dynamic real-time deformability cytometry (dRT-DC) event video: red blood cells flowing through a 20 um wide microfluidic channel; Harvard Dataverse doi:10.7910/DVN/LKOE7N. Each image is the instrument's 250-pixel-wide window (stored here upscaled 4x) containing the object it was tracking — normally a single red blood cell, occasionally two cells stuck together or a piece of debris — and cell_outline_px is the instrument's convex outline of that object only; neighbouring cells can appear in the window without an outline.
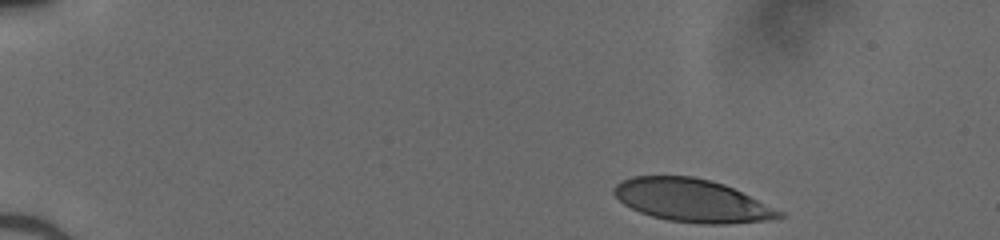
{"species": "human", "species_latin": "Homo sapiens", "temperature_condition": "cold", "stored_images_in_passage": 40, "camera_frame_rate_fps": 3000, "um_per_image_px": 0.085, "donor": {"sex": "male"}, "frame": {"image": 1, "passage_image": 1, "time_ms": 0.0, "image_size_px": [1000, 240], "cell_outline_px": [[788, 216], [768, 220], [728, 224], [700, 224], [668, 220], [652, 216], [640, 212], [624, 204], [612, 192], [612, 188], [620, 180], [632, 176], [692, 176], [712, 180], [724, 184], [784, 212]], "centroid_in_image_um": [58.82, 17.04], "position_along_channel_um": 26.2, "area_um2": 41.38}}
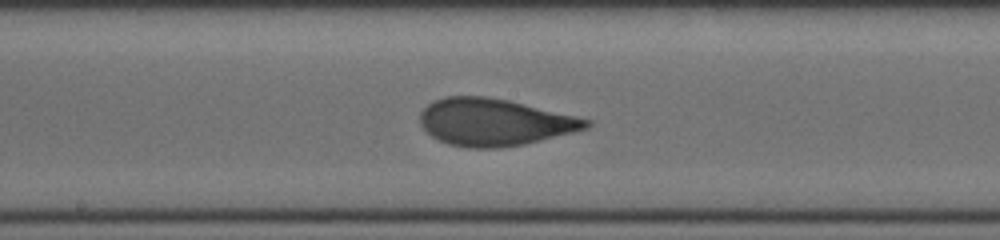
{"frame": {"image": 2, "passage_image": 22, "time_ms": 7.0, "image_size_px": [1000, 240], "cell_outline_px": [[592, 124], [588, 128], [524, 144], [500, 148], [468, 148], [448, 144], [432, 136], [420, 124], [420, 112], [432, 100], [448, 96], [484, 96], [508, 100], [576, 116], [592, 120]], "centroid_in_image_um": [42.0, 10.38], "position_along_channel_um": 206.2, "area_um2": 45.43}}
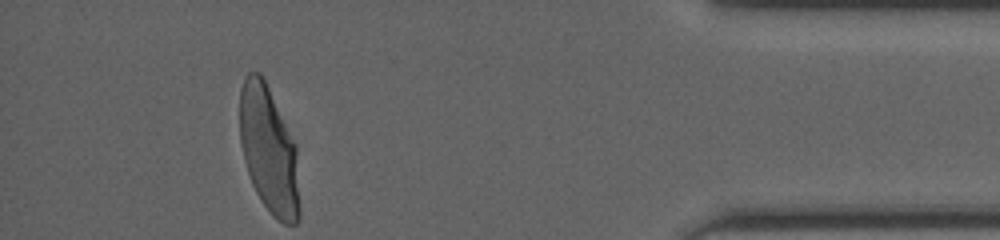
{"frame": {"image": 3, "passage_image": 40, "time_ms": 13.0, "image_size_px": [1000, 240], "cell_outline_px": [[300, 220], [296, 224], [284, 224], [260, 200], [252, 184], [244, 160], [240, 144], [240, 88], [244, 76], [248, 72], [260, 72], [264, 76], [296, 148], [300, 208]], "centroid_in_image_um": [22.84, 12.72], "position_along_channel_um": 412.4, "area_um2": 44.1}}